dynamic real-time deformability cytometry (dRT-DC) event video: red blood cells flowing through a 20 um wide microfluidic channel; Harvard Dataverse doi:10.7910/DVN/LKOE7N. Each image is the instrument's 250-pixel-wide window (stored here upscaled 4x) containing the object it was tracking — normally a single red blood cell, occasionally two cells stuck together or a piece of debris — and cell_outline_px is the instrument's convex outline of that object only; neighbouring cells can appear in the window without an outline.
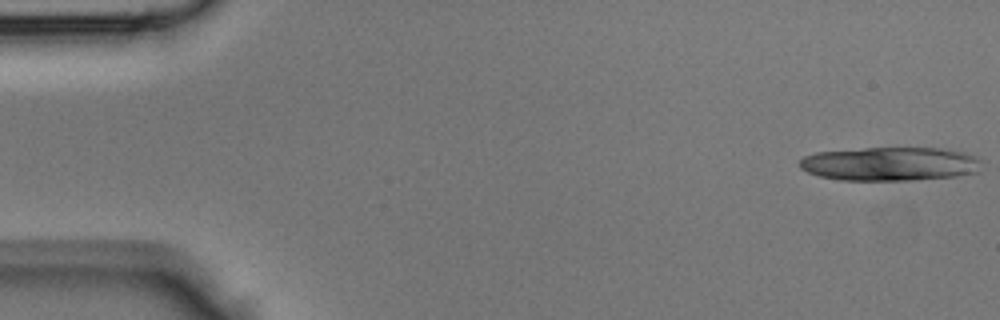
{"species": "Egyptian fruit bat (a non-hibernating species)", "species_latin": "Rousettus aegyptiacus", "temperature_condition": "room temperature", "stored_images_in_passage": 29, "segment_of_instrument_passage": [1, 2], "camera_frame_rate_fps": 3000, "um_per_image_px": 0.085, "animal": {"sex": "male"}, "frame": {"image": 1, "passage_image": 1, "time_ms": 0.0, "image_size_px": [1000, 320], "cell_outline_px": [[980, 172], [956, 176], [912, 180], [840, 180], [820, 176], [808, 172], [800, 168], [800, 160], [804, 156], [816, 152], [864, 148], [940, 148], [964, 152], [976, 156], [980, 160]], "centroid_in_image_um": [75.67, 13.93], "position_along_channel_um": 9.3, "area_um2": 35.89}}